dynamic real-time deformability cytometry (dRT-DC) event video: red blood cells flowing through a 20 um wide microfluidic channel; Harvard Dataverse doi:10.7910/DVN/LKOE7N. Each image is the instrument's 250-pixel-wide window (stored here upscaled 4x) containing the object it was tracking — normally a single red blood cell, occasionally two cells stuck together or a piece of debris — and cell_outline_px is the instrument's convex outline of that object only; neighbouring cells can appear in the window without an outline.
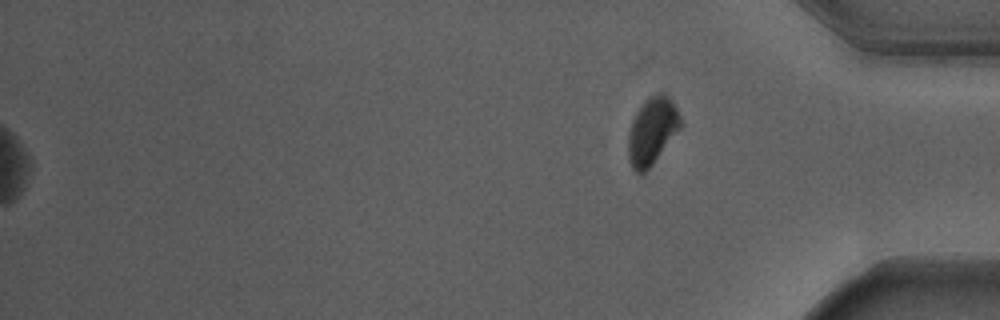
{"species": "Egyptian fruit bat (a non-hibernating species)", "species_latin": "Rousettus aegyptiacus", "temperature_condition": "warm", "stored_images_in_passage": 53, "segment_of_instrument_passage": [2, 2], "camera_frame_rate_fps": 3000, "um_per_image_px": 0.085, "animal": {"sex": "male"}, "frame": {"image": 1, "passage_image": 53, "time_ms": 17.333, "image_size_px": [1000, 320], "cell_outline_px": [[680, 128], [652, 164], [644, 172], [636, 172], [632, 168], [628, 156], [628, 132], [632, 120], [636, 112], [644, 100], [648, 96], [656, 92], [664, 92], [672, 100], [680, 116]], "centroid_in_image_um": [55.41, 11.07], "position_along_channel_um": 379.8, "area_um2": 20.29}}